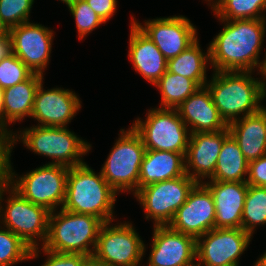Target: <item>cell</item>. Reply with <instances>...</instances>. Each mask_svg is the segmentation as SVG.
I'll list each match as a JSON object with an SVG mask.
<instances>
[{
  "label": "cell",
  "mask_w": 266,
  "mask_h": 266,
  "mask_svg": "<svg viewBox=\"0 0 266 266\" xmlns=\"http://www.w3.org/2000/svg\"><path fill=\"white\" fill-rule=\"evenodd\" d=\"M34 1L0 0V16L2 20L9 28L29 22Z\"/></svg>",
  "instance_id": "obj_33"
},
{
  "label": "cell",
  "mask_w": 266,
  "mask_h": 266,
  "mask_svg": "<svg viewBox=\"0 0 266 266\" xmlns=\"http://www.w3.org/2000/svg\"><path fill=\"white\" fill-rule=\"evenodd\" d=\"M248 185L266 187V155L248 163Z\"/></svg>",
  "instance_id": "obj_35"
},
{
  "label": "cell",
  "mask_w": 266,
  "mask_h": 266,
  "mask_svg": "<svg viewBox=\"0 0 266 266\" xmlns=\"http://www.w3.org/2000/svg\"><path fill=\"white\" fill-rule=\"evenodd\" d=\"M196 184L195 180L185 174L144 186L133 196L143 208L146 220H154V226H165L172 221Z\"/></svg>",
  "instance_id": "obj_11"
},
{
  "label": "cell",
  "mask_w": 266,
  "mask_h": 266,
  "mask_svg": "<svg viewBox=\"0 0 266 266\" xmlns=\"http://www.w3.org/2000/svg\"><path fill=\"white\" fill-rule=\"evenodd\" d=\"M263 110L266 112V106L263 105Z\"/></svg>",
  "instance_id": "obj_47"
},
{
  "label": "cell",
  "mask_w": 266,
  "mask_h": 266,
  "mask_svg": "<svg viewBox=\"0 0 266 266\" xmlns=\"http://www.w3.org/2000/svg\"><path fill=\"white\" fill-rule=\"evenodd\" d=\"M59 1H61V2L64 3L65 5H68V4H70V3H72V2H74V1H76V0H59Z\"/></svg>",
  "instance_id": "obj_45"
},
{
  "label": "cell",
  "mask_w": 266,
  "mask_h": 266,
  "mask_svg": "<svg viewBox=\"0 0 266 266\" xmlns=\"http://www.w3.org/2000/svg\"><path fill=\"white\" fill-rule=\"evenodd\" d=\"M177 111L190 134L222 131L228 127L219 115L206 86L200 87L190 95Z\"/></svg>",
  "instance_id": "obj_21"
},
{
  "label": "cell",
  "mask_w": 266,
  "mask_h": 266,
  "mask_svg": "<svg viewBox=\"0 0 266 266\" xmlns=\"http://www.w3.org/2000/svg\"><path fill=\"white\" fill-rule=\"evenodd\" d=\"M32 71L13 53L0 61V88L5 89L27 80Z\"/></svg>",
  "instance_id": "obj_32"
},
{
  "label": "cell",
  "mask_w": 266,
  "mask_h": 266,
  "mask_svg": "<svg viewBox=\"0 0 266 266\" xmlns=\"http://www.w3.org/2000/svg\"><path fill=\"white\" fill-rule=\"evenodd\" d=\"M133 22L167 60L178 56L198 39L196 26L183 15L149 19L144 24L133 16Z\"/></svg>",
  "instance_id": "obj_13"
},
{
  "label": "cell",
  "mask_w": 266,
  "mask_h": 266,
  "mask_svg": "<svg viewBox=\"0 0 266 266\" xmlns=\"http://www.w3.org/2000/svg\"><path fill=\"white\" fill-rule=\"evenodd\" d=\"M118 135L102 165V176L118 194L131 192L134 195L139 190V171L146 148L132 126L120 129Z\"/></svg>",
  "instance_id": "obj_8"
},
{
  "label": "cell",
  "mask_w": 266,
  "mask_h": 266,
  "mask_svg": "<svg viewBox=\"0 0 266 266\" xmlns=\"http://www.w3.org/2000/svg\"><path fill=\"white\" fill-rule=\"evenodd\" d=\"M211 10L218 19H266V0H217Z\"/></svg>",
  "instance_id": "obj_28"
},
{
  "label": "cell",
  "mask_w": 266,
  "mask_h": 266,
  "mask_svg": "<svg viewBox=\"0 0 266 266\" xmlns=\"http://www.w3.org/2000/svg\"><path fill=\"white\" fill-rule=\"evenodd\" d=\"M222 30L209 43L214 71L261 72L260 55L266 37V19L224 20ZM258 67V68H257Z\"/></svg>",
  "instance_id": "obj_1"
},
{
  "label": "cell",
  "mask_w": 266,
  "mask_h": 266,
  "mask_svg": "<svg viewBox=\"0 0 266 266\" xmlns=\"http://www.w3.org/2000/svg\"><path fill=\"white\" fill-rule=\"evenodd\" d=\"M92 10L106 23L117 10V0H85Z\"/></svg>",
  "instance_id": "obj_36"
},
{
  "label": "cell",
  "mask_w": 266,
  "mask_h": 266,
  "mask_svg": "<svg viewBox=\"0 0 266 266\" xmlns=\"http://www.w3.org/2000/svg\"><path fill=\"white\" fill-rule=\"evenodd\" d=\"M77 28L78 38L82 40L105 22L91 9L85 0H76L67 5Z\"/></svg>",
  "instance_id": "obj_31"
},
{
  "label": "cell",
  "mask_w": 266,
  "mask_h": 266,
  "mask_svg": "<svg viewBox=\"0 0 266 266\" xmlns=\"http://www.w3.org/2000/svg\"><path fill=\"white\" fill-rule=\"evenodd\" d=\"M200 46L199 39H197L178 56L169 59L167 70L182 77L192 79L200 87H203L208 82L206 72L210 64V55L209 46L205 53Z\"/></svg>",
  "instance_id": "obj_25"
},
{
  "label": "cell",
  "mask_w": 266,
  "mask_h": 266,
  "mask_svg": "<svg viewBox=\"0 0 266 266\" xmlns=\"http://www.w3.org/2000/svg\"><path fill=\"white\" fill-rule=\"evenodd\" d=\"M145 120L137 117L133 129L148 150H161L186 155L190 132L177 109L151 108Z\"/></svg>",
  "instance_id": "obj_9"
},
{
  "label": "cell",
  "mask_w": 266,
  "mask_h": 266,
  "mask_svg": "<svg viewBox=\"0 0 266 266\" xmlns=\"http://www.w3.org/2000/svg\"><path fill=\"white\" fill-rule=\"evenodd\" d=\"M185 174V155L183 153L146 149L139 171V189Z\"/></svg>",
  "instance_id": "obj_24"
},
{
  "label": "cell",
  "mask_w": 266,
  "mask_h": 266,
  "mask_svg": "<svg viewBox=\"0 0 266 266\" xmlns=\"http://www.w3.org/2000/svg\"><path fill=\"white\" fill-rule=\"evenodd\" d=\"M12 53V41L10 34L0 37V61Z\"/></svg>",
  "instance_id": "obj_37"
},
{
  "label": "cell",
  "mask_w": 266,
  "mask_h": 266,
  "mask_svg": "<svg viewBox=\"0 0 266 266\" xmlns=\"http://www.w3.org/2000/svg\"><path fill=\"white\" fill-rule=\"evenodd\" d=\"M215 205V228H242L246 182L205 181Z\"/></svg>",
  "instance_id": "obj_19"
},
{
  "label": "cell",
  "mask_w": 266,
  "mask_h": 266,
  "mask_svg": "<svg viewBox=\"0 0 266 266\" xmlns=\"http://www.w3.org/2000/svg\"><path fill=\"white\" fill-rule=\"evenodd\" d=\"M255 261L253 266H266V251Z\"/></svg>",
  "instance_id": "obj_42"
},
{
  "label": "cell",
  "mask_w": 266,
  "mask_h": 266,
  "mask_svg": "<svg viewBox=\"0 0 266 266\" xmlns=\"http://www.w3.org/2000/svg\"><path fill=\"white\" fill-rule=\"evenodd\" d=\"M215 214L210 190L203 183H197L168 226L175 231L198 238L215 228Z\"/></svg>",
  "instance_id": "obj_17"
},
{
  "label": "cell",
  "mask_w": 266,
  "mask_h": 266,
  "mask_svg": "<svg viewBox=\"0 0 266 266\" xmlns=\"http://www.w3.org/2000/svg\"><path fill=\"white\" fill-rule=\"evenodd\" d=\"M119 194L87 163L69 168L66 196L62 209L92 215L103 222L114 221V207Z\"/></svg>",
  "instance_id": "obj_3"
},
{
  "label": "cell",
  "mask_w": 266,
  "mask_h": 266,
  "mask_svg": "<svg viewBox=\"0 0 266 266\" xmlns=\"http://www.w3.org/2000/svg\"><path fill=\"white\" fill-rule=\"evenodd\" d=\"M264 56H265L264 57L265 59H263L264 64H263L262 70H261L260 73H257V74L261 75L264 78V81H266V51H265V55Z\"/></svg>",
  "instance_id": "obj_44"
},
{
  "label": "cell",
  "mask_w": 266,
  "mask_h": 266,
  "mask_svg": "<svg viewBox=\"0 0 266 266\" xmlns=\"http://www.w3.org/2000/svg\"><path fill=\"white\" fill-rule=\"evenodd\" d=\"M6 180V161H0V185Z\"/></svg>",
  "instance_id": "obj_41"
},
{
  "label": "cell",
  "mask_w": 266,
  "mask_h": 266,
  "mask_svg": "<svg viewBox=\"0 0 266 266\" xmlns=\"http://www.w3.org/2000/svg\"><path fill=\"white\" fill-rule=\"evenodd\" d=\"M43 83L36 90L31 118L38 126L67 127L82 107L79 95L61 87L46 90Z\"/></svg>",
  "instance_id": "obj_15"
},
{
  "label": "cell",
  "mask_w": 266,
  "mask_h": 266,
  "mask_svg": "<svg viewBox=\"0 0 266 266\" xmlns=\"http://www.w3.org/2000/svg\"><path fill=\"white\" fill-rule=\"evenodd\" d=\"M9 149L8 138L0 134V161H6Z\"/></svg>",
  "instance_id": "obj_38"
},
{
  "label": "cell",
  "mask_w": 266,
  "mask_h": 266,
  "mask_svg": "<svg viewBox=\"0 0 266 266\" xmlns=\"http://www.w3.org/2000/svg\"><path fill=\"white\" fill-rule=\"evenodd\" d=\"M54 31L39 23L26 22L10 28L12 53L31 71L40 75L50 61Z\"/></svg>",
  "instance_id": "obj_14"
},
{
  "label": "cell",
  "mask_w": 266,
  "mask_h": 266,
  "mask_svg": "<svg viewBox=\"0 0 266 266\" xmlns=\"http://www.w3.org/2000/svg\"><path fill=\"white\" fill-rule=\"evenodd\" d=\"M250 71H214L206 87L219 115L227 125L263 108L266 81ZM262 101V102H261ZM242 116V117H241Z\"/></svg>",
  "instance_id": "obj_2"
},
{
  "label": "cell",
  "mask_w": 266,
  "mask_h": 266,
  "mask_svg": "<svg viewBox=\"0 0 266 266\" xmlns=\"http://www.w3.org/2000/svg\"><path fill=\"white\" fill-rule=\"evenodd\" d=\"M39 249L47 255L44 264L41 266H82V264L89 258L86 255L79 253L52 252L42 246L41 248L37 247L32 249L31 259H36L39 257V254L41 255Z\"/></svg>",
  "instance_id": "obj_34"
},
{
  "label": "cell",
  "mask_w": 266,
  "mask_h": 266,
  "mask_svg": "<svg viewBox=\"0 0 266 266\" xmlns=\"http://www.w3.org/2000/svg\"><path fill=\"white\" fill-rule=\"evenodd\" d=\"M154 86L161 92L159 108L169 109H177L190 95L200 88L194 80L171 73L168 70Z\"/></svg>",
  "instance_id": "obj_27"
},
{
  "label": "cell",
  "mask_w": 266,
  "mask_h": 266,
  "mask_svg": "<svg viewBox=\"0 0 266 266\" xmlns=\"http://www.w3.org/2000/svg\"><path fill=\"white\" fill-rule=\"evenodd\" d=\"M5 193L9 194L6 200ZM4 200L5 205H2ZM49 215V210L26 200L6 180L0 185V224L32 249L45 244Z\"/></svg>",
  "instance_id": "obj_7"
},
{
  "label": "cell",
  "mask_w": 266,
  "mask_h": 266,
  "mask_svg": "<svg viewBox=\"0 0 266 266\" xmlns=\"http://www.w3.org/2000/svg\"><path fill=\"white\" fill-rule=\"evenodd\" d=\"M228 129L248 162L266 155V112L263 108L231 122Z\"/></svg>",
  "instance_id": "obj_23"
},
{
  "label": "cell",
  "mask_w": 266,
  "mask_h": 266,
  "mask_svg": "<svg viewBox=\"0 0 266 266\" xmlns=\"http://www.w3.org/2000/svg\"><path fill=\"white\" fill-rule=\"evenodd\" d=\"M32 248L9 229L0 225V266H14L31 259Z\"/></svg>",
  "instance_id": "obj_30"
},
{
  "label": "cell",
  "mask_w": 266,
  "mask_h": 266,
  "mask_svg": "<svg viewBox=\"0 0 266 266\" xmlns=\"http://www.w3.org/2000/svg\"><path fill=\"white\" fill-rule=\"evenodd\" d=\"M130 21L128 58L135 72L155 85L167 71L168 60L153 41L135 25L133 15Z\"/></svg>",
  "instance_id": "obj_20"
},
{
  "label": "cell",
  "mask_w": 266,
  "mask_h": 266,
  "mask_svg": "<svg viewBox=\"0 0 266 266\" xmlns=\"http://www.w3.org/2000/svg\"><path fill=\"white\" fill-rule=\"evenodd\" d=\"M253 236L242 228H214L196 238V266H239Z\"/></svg>",
  "instance_id": "obj_12"
},
{
  "label": "cell",
  "mask_w": 266,
  "mask_h": 266,
  "mask_svg": "<svg viewBox=\"0 0 266 266\" xmlns=\"http://www.w3.org/2000/svg\"><path fill=\"white\" fill-rule=\"evenodd\" d=\"M11 153L12 151L8 149L6 181L31 203L42 206L50 212L61 209L66 196L69 168L46 163L19 176L12 168Z\"/></svg>",
  "instance_id": "obj_5"
},
{
  "label": "cell",
  "mask_w": 266,
  "mask_h": 266,
  "mask_svg": "<svg viewBox=\"0 0 266 266\" xmlns=\"http://www.w3.org/2000/svg\"><path fill=\"white\" fill-rule=\"evenodd\" d=\"M248 163L237 141L229 134L222 144L215 172L208 181L246 182Z\"/></svg>",
  "instance_id": "obj_26"
},
{
  "label": "cell",
  "mask_w": 266,
  "mask_h": 266,
  "mask_svg": "<svg viewBox=\"0 0 266 266\" xmlns=\"http://www.w3.org/2000/svg\"><path fill=\"white\" fill-rule=\"evenodd\" d=\"M229 134L228 127L222 131L190 134L185 155L186 174L197 183L210 179L215 172L222 144Z\"/></svg>",
  "instance_id": "obj_18"
},
{
  "label": "cell",
  "mask_w": 266,
  "mask_h": 266,
  "mask_svg": "<svg viewBox=\"0 0 266 266\" xmlns=\"http://www.w3.org/2000/svg\"><path fill=\"white\" fill-rule=\"evenodd\" d=\"M150 246L146 266H196V238L191 235L153 225Z\"/></svg>",
  "instance_id": "obj_16"
},
{
  "label": "cell",
  "mask_w": 266,
  "mask_h": 266,
  "mask_svg": "<svg viewBox=\"0 0 266 266\" xmlns=\"http://www.w3.org/2000/svg\"><path fill=\"white\" fill-rule=\"evenodd\" d=\"M17 141L22 142L26 149L35 154L52 159V162L47 164L62 165L68 168L86 163L83 156L91 150L92 146L88 141L70 131L69 127L34 125L15 131L8 138L9 150L13 151Z\"/></svg>",
  "instance_id": "obj_4"
},
{
  "label": "cell",
  "mask_w": 266,
  "mask_h": 266,
  "mask_svg": "<svg viewBox=\"0 0 266 266\" xmlns=\"http://www.w3.org/2000/svg\"><path fill=\"white\" fill-rule=\"evenodd\" d=\"M82 266H103L101 263L97 262L93 257H89Z\"/></svg>",
  "instance_id": "obj_43"
},
{
  "label": "cell",
  "mask_w": 266,
  "mask_h": 266,
  "mask_svg": "<svg viewBox=\"0 0 266 266\" xmlns=\"http://www.w3.org/2000/svg\"><path fill=\"white\" fill-rule=\"evenodd\" d=\"M10 34V28L5 24L0 16V37Z\"/></svg>",
  "instance_id": "obj_40"
},
{
  "label": "cell",
  "mask_w": 266,
  "mask_h": 266,
  "mask_svg": "<svg viewBox=\"0 0 266 266\" xmlns=\"http://www.w3.org/2000/svg\"><path fill=\"white\" fill-rule=\"evenodd\" d=\"M103 221L95 216L64 209L50 212L43 247L56 253H79L92 257Z\"/></svg>",
  "instance_id": "obj_6"
},
{
  "label": "cell",
  "mask_w": 266,
  "mask_h": 266,
  "mask_svg": "<svg viewBox=\"0 0 266 266\" xmlns=\"http://www.w3.org/2000/svg\"><path fill=\"white\" fill-rule=\"evenodd\" d=\"M0 134L3 135V89L0 88Z\"/></svg>",
  "instance_id": "obj_39"
},
{
  "label": "cell",
  "mask_w": 266,
  "mask_h": 266,
  "mask_svg": "<svg viewBox=\"0 0 266 266\" xmlns=\"http://www.w3.org/2000/svg\"><path fill=\"white\" fill-rule=\"evenodd\" d=\"M266 225V187L248 185L242 213V229L252 236L258 226Z\"/></svg>",
  "instance_id": "obj_29"
},
{
  "label": "cell",
  "mask_w": 266,
  "mask_h": 266,
  "mask_svg": "<svg viewBox=\"0 0 266 266\" xmlns=\"http://www.w3.org/2000/svg\"><path fill=\"white\" fill-rule=\"evenodd\" d=\"M111 223L101 226L92 257L103 266H141L147 246L132 222Z\"/></svg>",
  "instance_id": "obj_10"
},
{
  "label": "cell",
  "mask_w": 266,
  "mask_h": 266,
  "mask_svg": "<svg viewBox=\"0 0 266 266\" xmlns=\"http://www.w3.org/2000/svg\"><path fill=\"white\" fill-rule=\"evenodd\" d=\"M206 2H209L208 5L211 7L217 0H205Z\"/></svg>",
  "instance_id": "obj_46"
},
{
  "label": "cell",
  "mask_w": 266,
  "mask_h": 266,
  "mask_svg": "<svg viewBox=\"0 0 266 266\" xmlns=\"http://www.w3.org/2000/svg\"><path fill=\"white\" fill-rule=\"evenodd\" d=\"M44 76L33 73L27 80L3 89V136L9 138L14 131L10 124L31 117L36 90Z\"/></svg>",
  "instance_id": "obj_22"
}]
</instances>
